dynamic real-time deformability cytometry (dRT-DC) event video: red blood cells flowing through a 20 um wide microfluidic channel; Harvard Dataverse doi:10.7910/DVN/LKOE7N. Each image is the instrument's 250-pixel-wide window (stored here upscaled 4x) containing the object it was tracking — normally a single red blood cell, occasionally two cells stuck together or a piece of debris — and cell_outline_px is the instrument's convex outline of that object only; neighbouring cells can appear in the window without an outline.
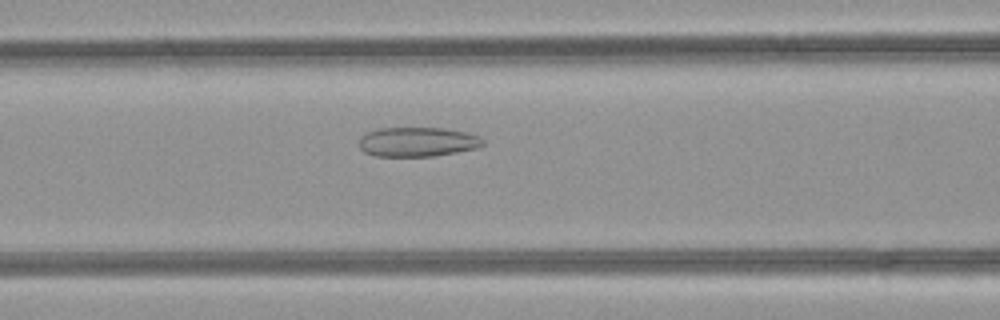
{"species": "common noctule bat (a hibernating species)", "species_latin": "Nyctalus noctula", "temperature_condition": "room temperature", "stored_images_in_passage": 41, "camera_frame_rate_fps": 3000, "um_per_image_px": 0.085, "animal": {"sex": "female", "body_mass_g": 21.9}, "frame": {"image": 1, "passage_image": 21, "time_ms": 6.667, "image_size_px": [1000, 320], "cell_outline_px": [[484, 144], [476, 148], [456, 152], [432, 156], [376, 156], [364, 152], [360, 148], [360, 136], [368, 132], [380, 128], [444, 128], [464, 132], [480, 136], [484, 140]], "centroid_in_image_um": [35.48, 12.06], "position_along_channel_um": 131.1, "area_um2": 21.15}}
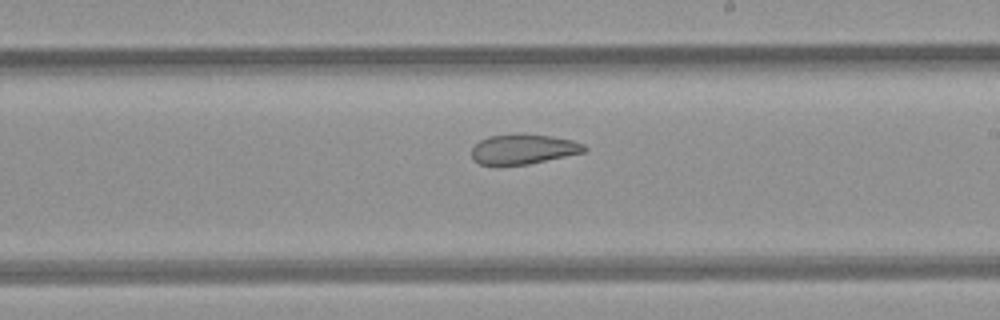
{"frame": {"image": 2, "passage_image": 29, "time_ms": 9.333, "image_size_px": [1000, 320], "cell_outline_px": [[588, 148], [584, 152], [528, 164], [496, 168], [480, 164], [472, 160], [472, 148], [480, 140], [488, 136], [552, 136], [572, 140], [584, 144]], "centroid_in_image_um": [44.43, 12.75], "position_along_channel_um": 244.6, "area_um2": 19.54}}
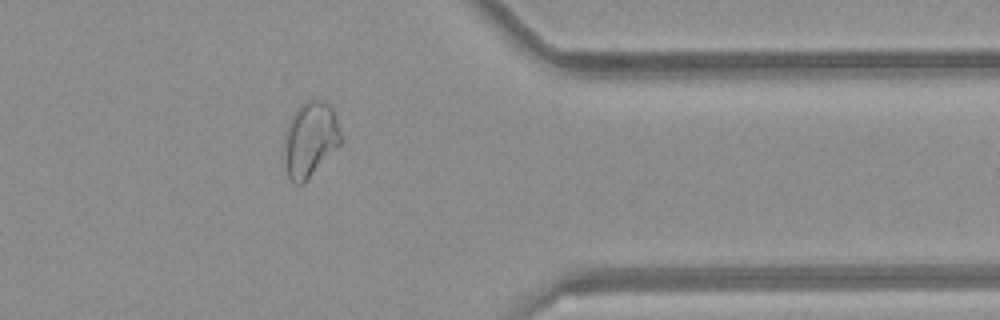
{"frame": {"image": 3, "passage_image": 40, "time_ms": 13.0, "image_size_px": [1000, 320], "cell_outline_px": [[340, 144], [300, 184], [292, 184], [288, 176], [284, 164], [284, 132], [296, 108], [304, 100], [316, 96], [332, 104], [336, 116], [340, 132]], "centroid_in_image_um": [26.34, 11.73], "position_along_channel_um": 385.1, "area_um2": 24.91}}